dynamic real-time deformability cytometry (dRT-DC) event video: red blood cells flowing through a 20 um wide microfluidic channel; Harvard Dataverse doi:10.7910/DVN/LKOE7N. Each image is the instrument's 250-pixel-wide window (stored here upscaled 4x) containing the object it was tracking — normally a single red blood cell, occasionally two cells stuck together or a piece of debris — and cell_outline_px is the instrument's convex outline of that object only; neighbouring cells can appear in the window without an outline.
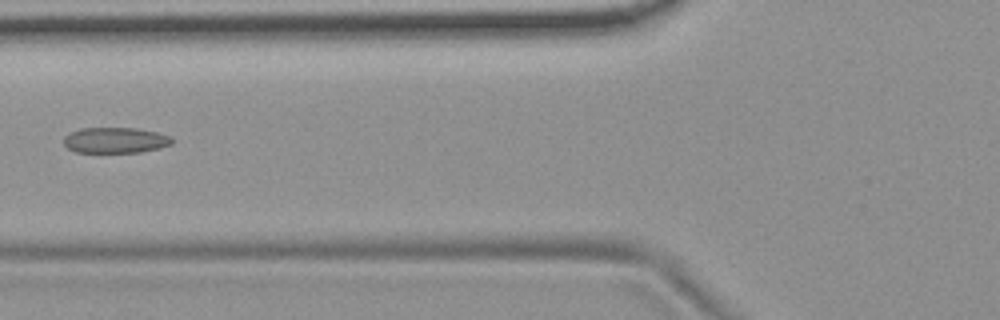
{"species": "common noctule bat (a hibernating species)", "species_latin": "Nyctalus noctula", "temperature_condition": "room temperature", "stored_images_in_passage": 4, "camera_frame_rate_fps": 3000, "um_per_image_px": 0.085, "animal": {"sex": "female", "body_mass_g": 19.9}, "frame": {"image": 1, "passage_image": 3, "time_ms": 0.667, "image_size_px": [1000, 320], "cell_outline_px": [[172, 144], [160, 148], [140, 152], [76, 152], [68, 148], [64, 144], [64, 136], [68, 132], [80, 128], [136, 128], [156, 132], [172, 136]], "centroid_in_image_um": [9.79, 11.91], "position_along_channel_um": 116.0, "area_um2": 16.3}}
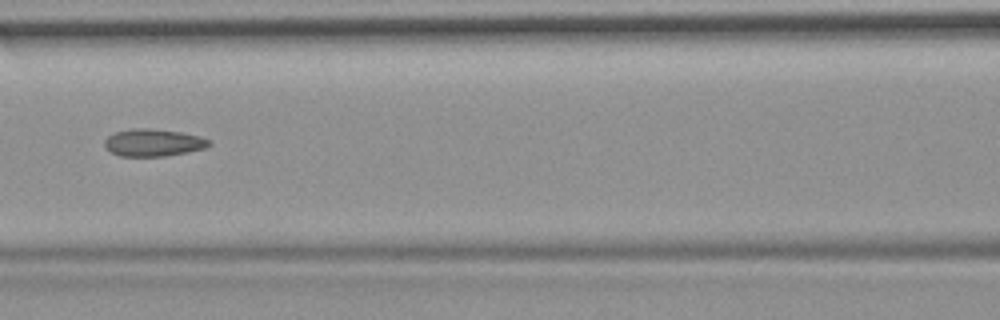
{"frame": {"image": 2, "passage_image": 4, "time_ms": 1.0, "image_size_px": [1000, 320], "cell_outline_px": [[212, 144], [204, 148], [188, 152], [164, 156], [120, 156], [104, 148], [104, 140], [108, 136], [116, 132], [132, 128], [148, 128], [180, 132], [200, 136], [212, 140]], "centroid_in_image_um": [13.04, 12.12], "position_along_channel_um": 153.6, "area_um2": 16.7}}